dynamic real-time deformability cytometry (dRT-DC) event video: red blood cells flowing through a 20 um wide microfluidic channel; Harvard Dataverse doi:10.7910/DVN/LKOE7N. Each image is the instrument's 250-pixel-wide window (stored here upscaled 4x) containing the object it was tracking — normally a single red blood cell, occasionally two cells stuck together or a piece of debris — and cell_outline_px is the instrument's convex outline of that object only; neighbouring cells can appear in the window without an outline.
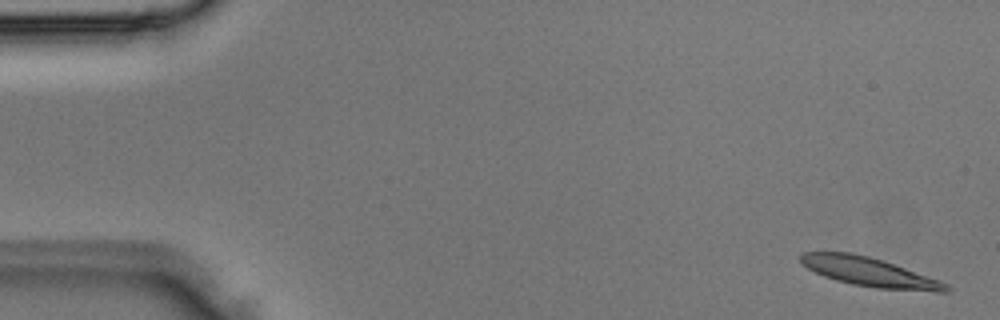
{"species": "Egyptian fruit bat (a non-hibernating species)", "species_latin": "Rousettus aegyptiacus", "temperature_condition": "room temperature", "stored_images_in_passage": 5, "camera_frame_rate_fps": 3000, "um_per_image_px": 0.085, "animal": {"sex": "male"}, "frame": {"image": 1, "passage_image": 1, "time_ms": 0.0, "image_size_px": [1000, 320], "cell_outline_px": [[952, 288], [948, 292], [936, 292], [876, 288], [852, 284], [836, 280], [824, 276], [808, 268], [800, 260], [800, 252], [852, 252], [868, 256], [940, 280], [948, 284]], "centroid_in_image_um": [73.93, 23.13], "position_along_channel_um": 11.1, "area_um2": 24.39}}